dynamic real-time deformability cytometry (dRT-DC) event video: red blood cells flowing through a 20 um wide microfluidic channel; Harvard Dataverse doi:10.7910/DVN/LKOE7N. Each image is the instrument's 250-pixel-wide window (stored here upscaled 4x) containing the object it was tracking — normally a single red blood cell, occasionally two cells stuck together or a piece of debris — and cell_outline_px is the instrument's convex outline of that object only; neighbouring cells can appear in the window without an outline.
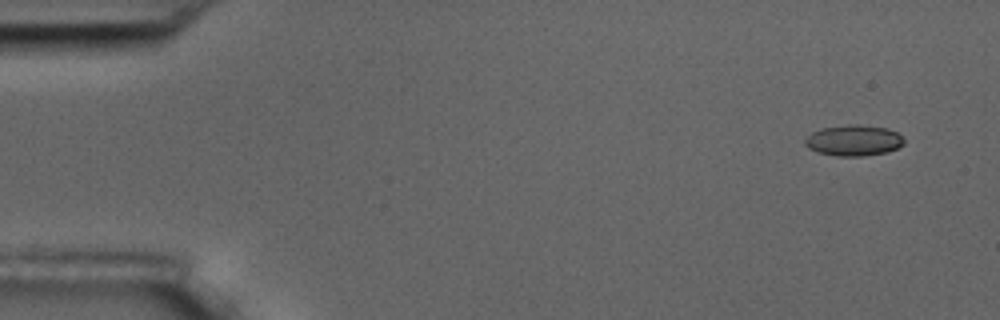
{"species": "common noctule bat (a hibernating species)", "species_latin": "Nyctalus noctula", "temperature_condition": "room temperature", "stored_images_in_passage": 5, "camera_frame_rate_fps": 3000, "um_per_image_px": 0.085, "animal": {"sex": "male", "body_mass_g": 17.5, "forearm_length_mm": 52.3}, "frame": {"image": 1, "passage_image": 1, "time_ms": 0.0, "image_size_px": [1000, 320], "cell_outline_px": [[904, 144], [888, 152], [864, 156], [836, 156], [816, 152], [808, 148], [804, 144], [804, 140], [812, 132], [820, 128], [848, 124], [860, 124], [888, 128], [896, 132], [904, 140]], "centroid_in_image_um": [72.54, 11.93], "position_along_channel_um": 12.5, "area_um2": 18.03}}
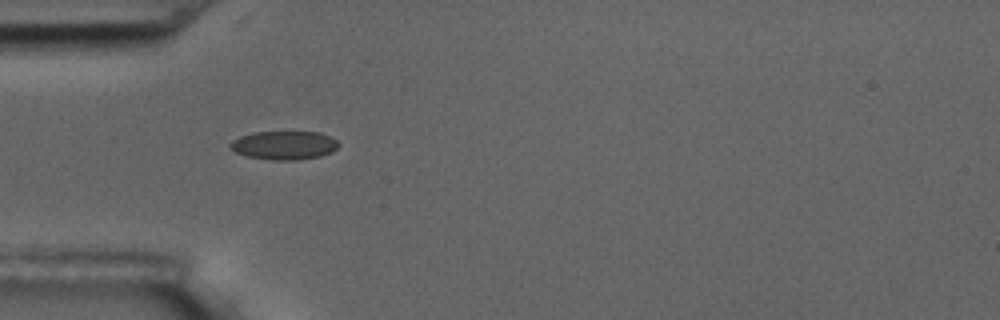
{"frame": {"image": 2, "passage_image": 4, "time_ms": 4.667, "image_size_px": [1000, 320], "cell_outline_px": [[340, 144], [332, 152], [320, 156], [296, 160], [272, 160], [248, 156], [236, 152], [228, 148], [228, 144], [232, 140], [240, 136], [252, 132], [320, 132], [336, 140]], "centroid_in_image_um": [24.12, 12.34], "position_along_channel_um": 60.9, "area_um2": 18.09}}